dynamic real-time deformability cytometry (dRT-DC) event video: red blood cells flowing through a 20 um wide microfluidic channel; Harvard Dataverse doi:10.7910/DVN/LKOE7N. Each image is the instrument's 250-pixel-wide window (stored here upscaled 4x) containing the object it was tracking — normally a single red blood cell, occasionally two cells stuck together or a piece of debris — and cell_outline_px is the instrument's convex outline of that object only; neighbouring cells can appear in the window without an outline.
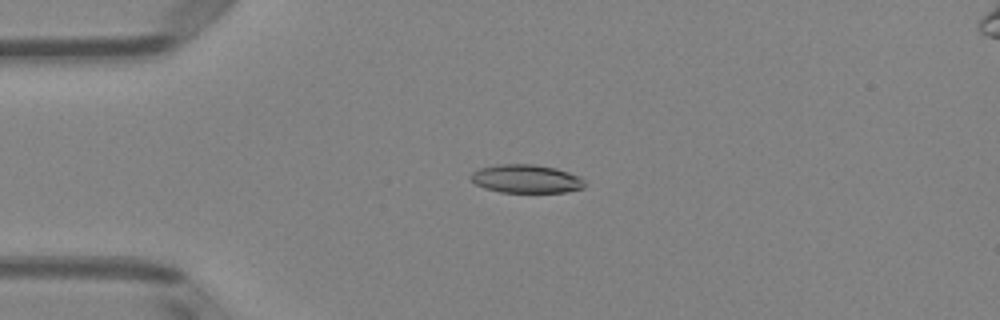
{"species": "Egyptian fruit bat (a non-hibernating species)", "species_latin": "Rousettus aegyptiacus", "temperature_condition": "room temperature", "stored_images_in_passage": 50, "camera_frame_rate_fps": 3000, "um_per_image_px": 0.085, "animal": {"sex": "female"}, "frame": {"image": 1, "passage_image": 11, "time_ms": 3.333, "image_size_px": [1000, 320], "cell_outline_px": [[588, 184], [584, 188], [568, 192], [500, 192], [484, 188], [476, 184], [468, 176], [472, 172], [480, 168], [496, 164], [532, 164], [556, 168], [580, 176]], "centroid_in_image_um": [44.75, 15.2], "position_along_channel_um": 40.3, "area_um2": 19.07}}
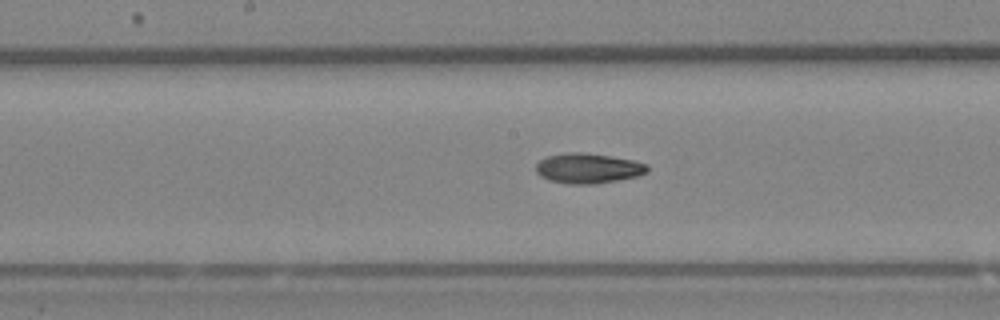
{"frame": {"image": 2, "passage_image": 25, "time_ms": 8.0, "image_size_px": [1000, 320], "cell_outline_px": [[648, 172], [636, 176], [596, 184], [568, 184], [548, 180], [540, 176], [536, 172], [536, 164], [540, 160], [548, 156], [568, 152], [580, 152], [608, 156], [632, 160], [648, 164]], "centroid_in_image_um": [49.96, 14.31], "position_along_channel_um": 198.2, "area_um2": 19.42}}
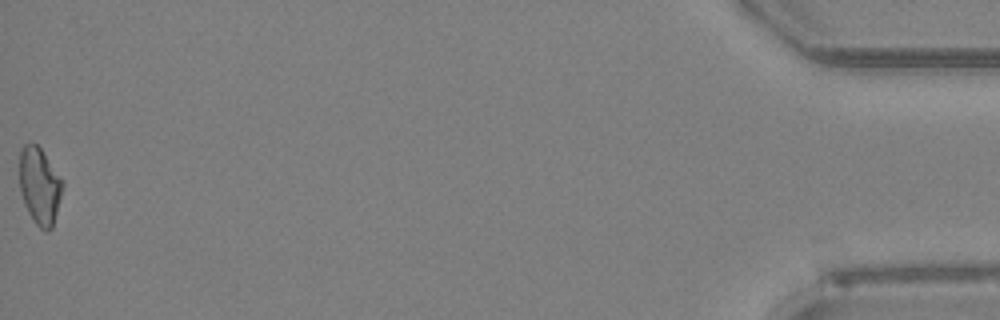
{"frame": {"image": 3, "passage_image": 50, "time_ms": 16.333, "image_size_px": [1000, 320], "cell_outline_px": [[64, 184], [52, 228], [48, 232], [44, 232], [36, 224], [28, 212], [24, 204], [20, 192], [20, 148], [24, 144], [36, 144], [40, 148], [64, 180]], "centroid_in_image_um": [3.37, 15.82], "position_along_channel_um": 431.8, "area_um2": 19.36}, "authors_computed_cell_mechanics": {"area_um2": 19.1607, "velocity_mm_per_s": 3.9906, "shape_relaxation_time_tau1_ms": null, "shape_relaxation_time_tau2_ms": 5.615, "deformation_change_tau1": null, "deformation_change_tau2": 0.1176}}